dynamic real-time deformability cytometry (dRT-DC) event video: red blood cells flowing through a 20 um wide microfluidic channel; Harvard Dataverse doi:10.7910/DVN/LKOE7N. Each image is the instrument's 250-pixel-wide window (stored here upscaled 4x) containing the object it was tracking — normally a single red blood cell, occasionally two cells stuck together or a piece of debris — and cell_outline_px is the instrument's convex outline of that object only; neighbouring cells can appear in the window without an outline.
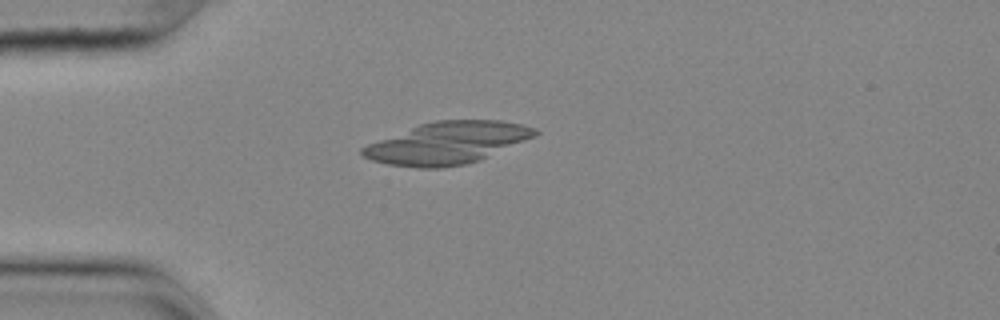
{"species": "common noctule bat (a hibernating species)", "species_latin": "Nyctalus noctula", "temperature_condition": "cold", "stored_images_in_passage": 20, "camera_frame_rate_fps": 3000, "um_per_image_px": 0.085, "animal": {"sex": "female", "body_mass_g": 25.1}, "frame": {"image": 1, "passage_image": 15, "time_ms": 4.667, "image_size_px": [1000, 320], "cell_outline_px": [[540, 132], [536, 136], [480, 160], [464, 164], [440, 168], [420, 168], [388, 164], [372, 160], [364, 156], [360, 152], [360, 148], [368, 144], [420, 124], [436, 120], [500, 120], [524, 124], [536, 128]], "centroid_in_image_um": [38.07, 12.15], "position_along_channel_um": 46.9, "area_um2": 42.02}}